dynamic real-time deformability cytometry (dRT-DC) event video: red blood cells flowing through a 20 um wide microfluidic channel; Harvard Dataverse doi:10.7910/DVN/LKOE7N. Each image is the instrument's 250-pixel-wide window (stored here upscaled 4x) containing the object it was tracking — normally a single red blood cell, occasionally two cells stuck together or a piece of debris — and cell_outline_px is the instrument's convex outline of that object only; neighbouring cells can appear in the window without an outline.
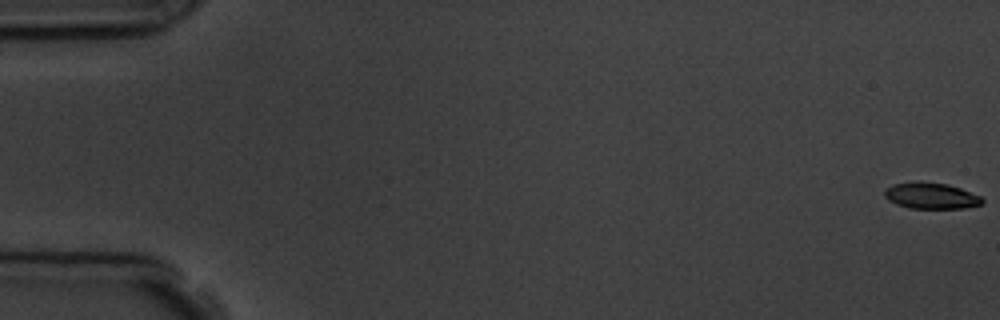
{"species": "common noctule bat (a hibernating species)", "species_latin": "Nyctalus noctula", "temperature_condition": "room temperature", "stored_images_in_passage": 16, "camera_frame_rate_fps": 3000, "um_per_image_px": 0.085, "animal": {"sex": "male", "body_mass_g": 19.5, "forearm_length_mm": 54.6}, "frame": {"image": 1, "passage_image": 1, "time_ms": 0.0, "image_size_px": [1000, 320], "cell_outline_px": [[984, 204], [964, 208], [908, 208], [896, 204], [888, 200], [884, 196], [884, 192], [892, 184], [916, 180], [948, 184], [960, 188], [980, 196], [984, 200]], "centroid_in_image_um": [79.13, 16.63], "position_along_channel_um": 5.9, "area_um2": 15.09}}
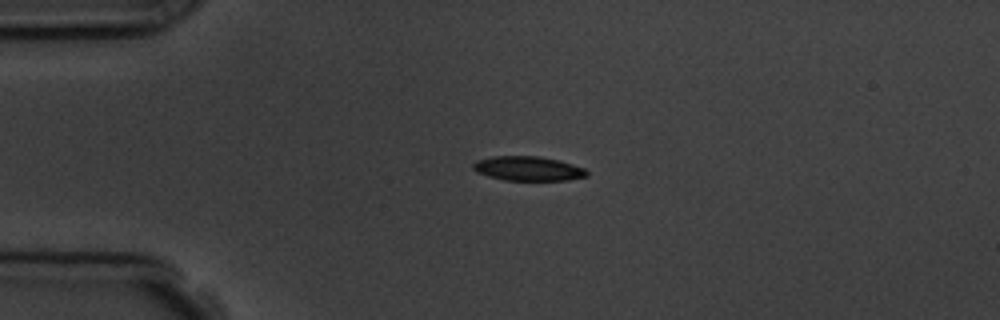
{"frame": {"image": 2, "passage_image": 5, "time_ms": 4.333, "image_size_px": [1000, 320], "cell_outline_px": [[588, 176], [568, 180], [504, 180], [488, 176], [476, 172], [472, 168], [472, 164], [476, 160], [492, 156], [536, 156], [560, 160], [584, 168], [588, 172]], "centroid_in_image_um": [44.87, 14.32], "position_along_channel_um": 40.1, "area_um2": 16.24}, "authors_computed_cell_mechanics": {"area_um2": 16.2707, "velocity_mm_per_s": 3.7717, "shape_relaxation_time_tau1_ms": 3.731, "shape_relaxation_time_tau2_ms": null, "deformation_change_tau1": 0.1155, "deformation_change_tau2": null}}